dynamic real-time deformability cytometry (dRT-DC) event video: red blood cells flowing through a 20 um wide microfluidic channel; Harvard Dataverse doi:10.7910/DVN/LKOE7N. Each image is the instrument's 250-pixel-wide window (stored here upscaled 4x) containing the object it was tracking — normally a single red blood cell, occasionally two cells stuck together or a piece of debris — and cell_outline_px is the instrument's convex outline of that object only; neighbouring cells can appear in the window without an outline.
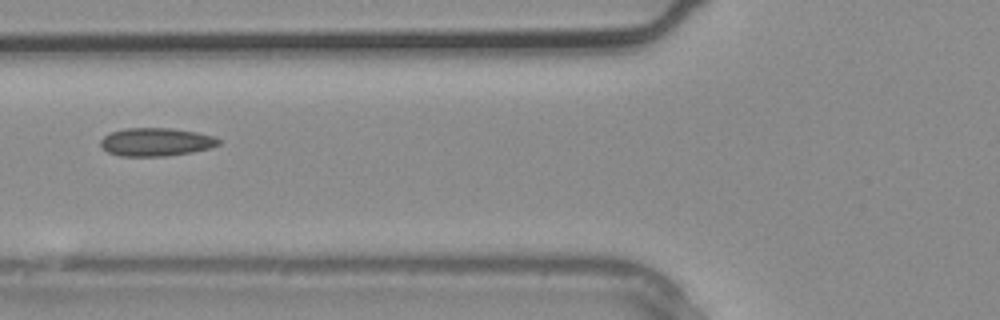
{"species": "common noctule bat (a hibernating species)", "species_latin": "Nyctalus noctula", "temperature_condition": "warm", "stored_images_in_passage": 4, "camera_frame_rate_fps": 3000, "um_per_image_px": 0.085, "animal": {"sex": "male", "body_mass_g": 20.4}, "frame": {"image": 1, "passage_image": 4, "time_ms": 1.0, "image_size_px": [1000, 320], "cell_outline_px": [[220, 144], [208, 148], [192, 152], [168, 156], [120, 156], [108, 152], [100, 144], [100, 140], [104, 136], [112, 132], [124, 128], [172, 128], [196, 132], [212, 136], [220, 140]], "centroid_in_image_um": [13.25, 12.07], "position_along_channel_um": 112.6, "area_um2": 19.31}}